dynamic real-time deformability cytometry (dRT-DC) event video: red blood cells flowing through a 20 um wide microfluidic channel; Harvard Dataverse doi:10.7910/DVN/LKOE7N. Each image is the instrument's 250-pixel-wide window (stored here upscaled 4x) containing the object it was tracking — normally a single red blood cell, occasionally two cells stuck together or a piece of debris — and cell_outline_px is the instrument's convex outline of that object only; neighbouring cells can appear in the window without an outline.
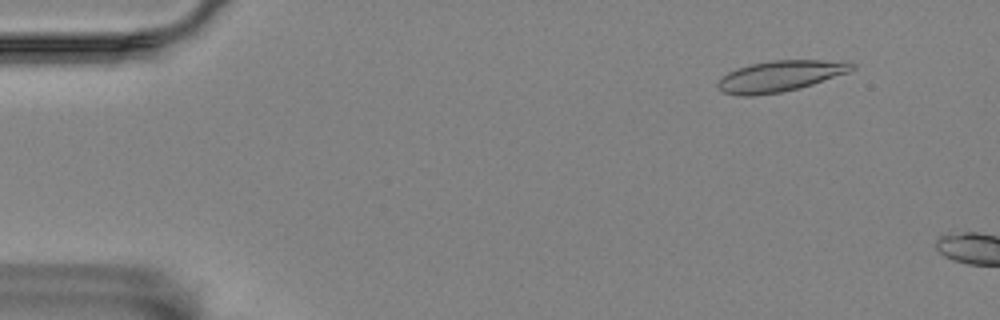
{"species": "Egyptian fruit bat (a non-hibernating species)", "species_latin": "Rousettus aegyptiacus", "temperature_condition": "room temperature", "stored_images_in_passage": 4, "camera_frame_rate_fps": 3000, "um_per_image_px": 0.085, "animal": {"sex": "female"}, "frame": {"image": 1, "passage_image": 2, "time_ms": 1.333, "image_size_px": [1000, 320], "cell_outline_px": [[856, 68], [848, 72], [800, 88], [780, 92], [752, 96], [736, 96], [720, 92], [716, 84], [728, 72], [736, 68], [752, 64], [772, 60], [848, 60], [856, 64]], "centroid_in_image_um": [66.33, 6.46], "position_along_channel_um": 18.7, "area_um2": 24.39}}